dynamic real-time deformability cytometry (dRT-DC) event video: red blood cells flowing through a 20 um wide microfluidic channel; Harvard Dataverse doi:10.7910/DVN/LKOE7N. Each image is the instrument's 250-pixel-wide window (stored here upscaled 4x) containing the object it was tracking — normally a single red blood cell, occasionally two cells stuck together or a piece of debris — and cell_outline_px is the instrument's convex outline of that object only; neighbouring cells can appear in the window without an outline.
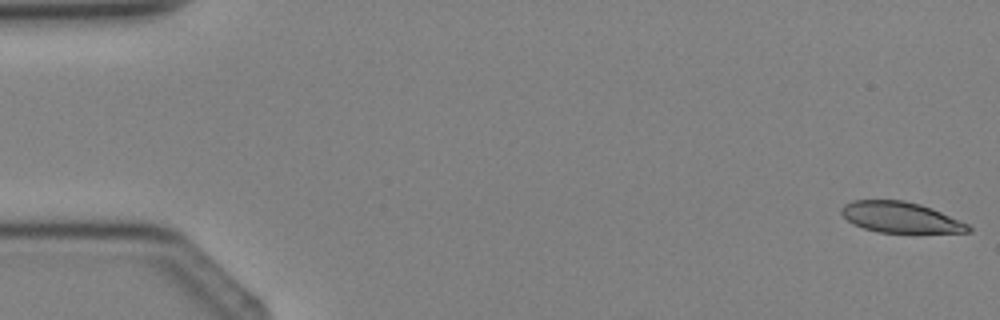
{"species": "Egyptian fruit bat (a non-hibernating species)", "species_latin": "Rousettus aegyptiacus", "temperature_condition": "cold", "stored_images_in_passage": 5, "camera_frame_rate_fps": 3000, "um_per_image_px": 0.085, "animal": {"sex": "female"}, "frame": {"image": 1, "passage_image": 1, "time_ms": 0.0, "image_size_px": [1000, 320], "cell_outline_px": [[972, 232], [880, 232], [864, 228], [852, 224], [840, 212], [840, 208], [844, 204], [852, 200], [904, 200], [920, 204], [932, 208], [968, 224], [972, 228]], "centroid_in_image_um": [76.52, 18.46], "position_along_channel_um": 8.5, "area_um2": 22.6}}